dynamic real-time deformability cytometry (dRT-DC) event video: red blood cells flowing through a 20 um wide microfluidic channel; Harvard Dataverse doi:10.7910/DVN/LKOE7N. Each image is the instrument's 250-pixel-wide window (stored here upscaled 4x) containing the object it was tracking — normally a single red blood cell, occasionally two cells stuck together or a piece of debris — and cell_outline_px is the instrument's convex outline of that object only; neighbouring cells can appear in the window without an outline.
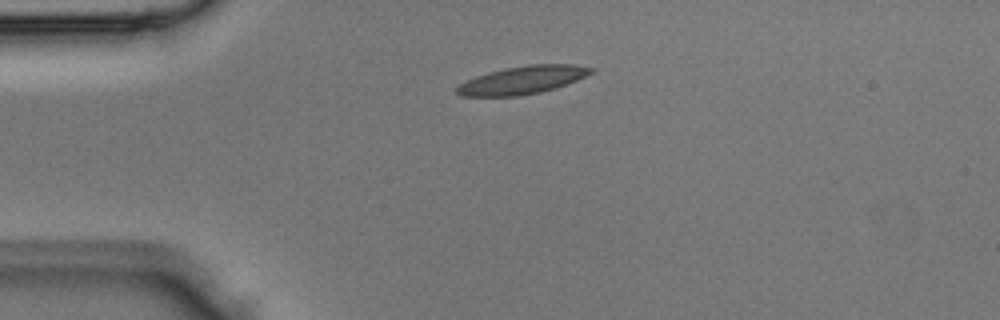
{"species": "Egyptian fruit bat (a non-hibernating species)", "species_latin": "Rousettus aegyptiacus", "temperature_condition": "room temperature", "stored_images_in_passage": 2, "camera_frame_rate_fps": 3000, "um_per_image_px": 0.085, "animal": {"sex": "male"}, "frame": {"image": 1, "passage_image": 1, "time_ms": 0.0, "image_size_px": [1000, 320], "cell_outline_px": [[596, 72], [576, 80], [540, 92], [516, 96], [460, 96], [456, 92], [456, 88], [460, 84], [476, 76], [488, 72], [504, 68], [528, 64], [572, 64], [596, 68]], "centroid_in_image_um": [44.43, 6.79], "position_along_channel_um": 40.6, "area_um2": 21.73}}
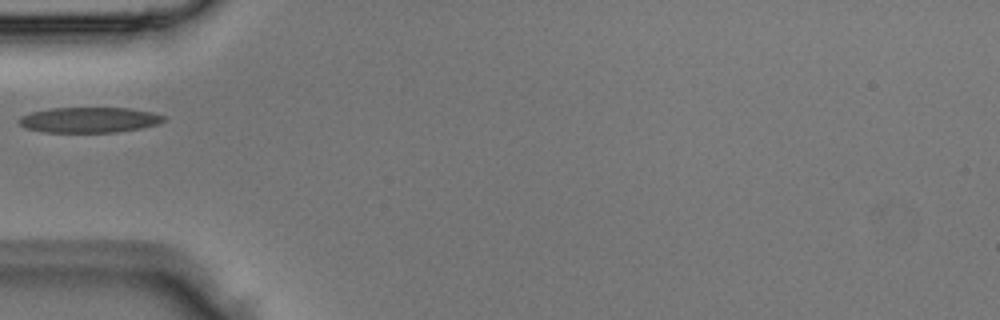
{"frame": {"image": 2, "passage_image": 2, "time_ms": 0.333, "image_size_px": [1000, 320], "cell_outline_px": [[164, 120], [156, 124], [140, 128], [116, 132], [44, 132], [24, 128], [16, 120], [20, 116], [32, 112], [52, 108], [128, 108], [152, 112], [164, 116]], "centroid_in_image_um": [7.53, 10.19], "position_along_channel_um": 77.5, "area_um2": 21.33}}